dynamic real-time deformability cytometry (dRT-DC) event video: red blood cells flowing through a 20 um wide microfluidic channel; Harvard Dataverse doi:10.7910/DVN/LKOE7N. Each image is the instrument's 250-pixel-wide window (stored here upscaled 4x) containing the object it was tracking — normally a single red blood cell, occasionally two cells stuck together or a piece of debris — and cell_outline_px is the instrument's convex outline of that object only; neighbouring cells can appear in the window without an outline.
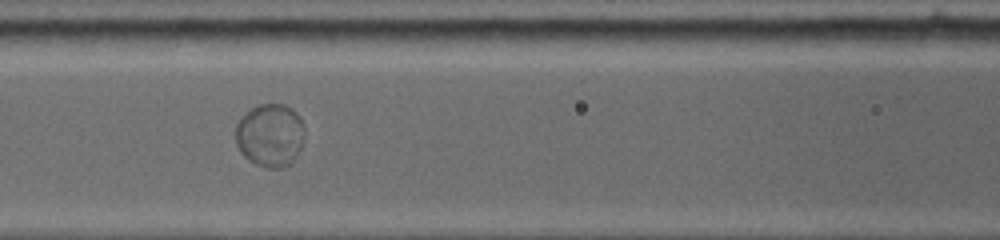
{"species": "common noctule bat (a hibernating species)", "species_latin": "Nyctalus noctula", "temperature_condition": "warm", "stored_images_in_passage": 111, "camera_frame_rate_fps": 5000, "um_per_image_px": 0.085, "animal": {"sex": "female", "body_mass_g": 19.0, "forearm_length_mm": 53.3}, "frame": {"image": 1, "passage_image": 31, "time_ms": 5.0, "image_size_px": [1000, 240], "cell_outline_px": [[304, 136], [300, 148], [292, 160], [284, 168], [264, 168], [248, 160], [240, 152], [236, 144], [236, 124], [252, 108], [260, 104], [284, 104], [292, 108], [300, 116], [304, 128]], "centroid_in_image_um": [22.96, 11.5], "position_along_channel_um": 143.6, "area_um2": 25.32}}
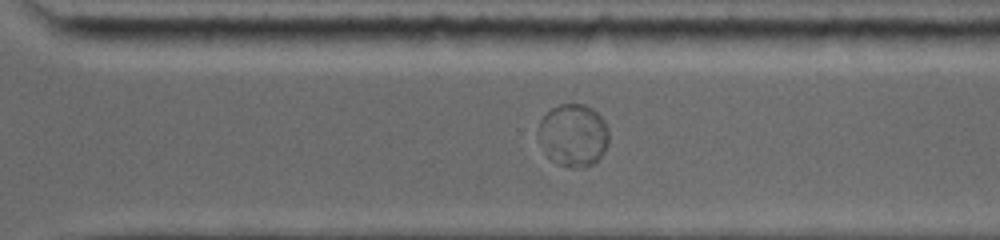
{"frame": {"image": 2, "passage_image": 62, "time_ms": 9.8, "image_size_px": [1000, 240], "cell_outline_px": [[608, 144], [604, 152], [592, 164], [584, 168], [568, 168], [556, 164], [548, 156], [540, 140], [540, 120], [552, 108], [560, 104], [584, 104], [592, 108], [604, 120], [608, 128]], "centroid_in_image_um": [48.76, 11.51], "position_along_channel_um": 321.8, "area_um2": 25.55}}
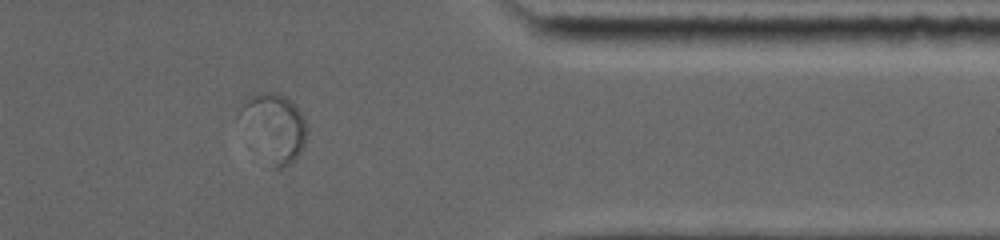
{"frame": {"image": 3, "passage_image": 78, "time_ms": 12.0, "image_size_px": [1000, 240], "cell_outline_px": [[308, 132], [304, 144], [300, 152], [288, 164], [280, 168], [276, 168], [236, 116], [240, 108], [248, 100], [256, 96], [268, 92], [284, 96], [300, 112], [304, 120]], "centroid_in_image_um": [23.34, 10.78], "position_along_channel_um": 388.1, "area_um2": 24.51}}